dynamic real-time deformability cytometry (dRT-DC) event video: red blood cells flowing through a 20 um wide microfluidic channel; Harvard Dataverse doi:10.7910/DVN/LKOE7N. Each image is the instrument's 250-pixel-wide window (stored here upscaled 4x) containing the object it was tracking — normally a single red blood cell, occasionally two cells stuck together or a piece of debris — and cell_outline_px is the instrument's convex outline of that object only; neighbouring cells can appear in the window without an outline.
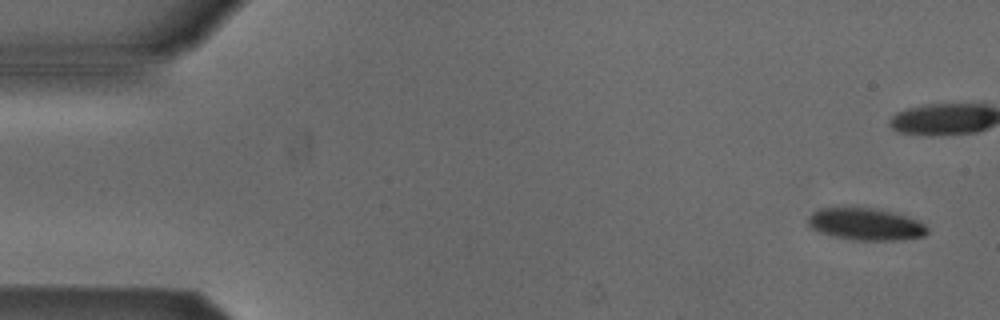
{"species": "Egyptian fruit bat (a non-hibernating species)", "species_latin": "Rousettus aegyptiacus", "temperature_condition": "cold", "stored_images_in_passage": 6, "camera_frame_rate_fps": 3000, "um_per_image_px": 0.085, "animal": {"sex": "male"}, "frame": {"image": 1, "passage_image": 1, "time_ms": 0.0, "image_size_px": [1000, 320], "cell_outline_px": [[928, 232], [924, 236], [900, 240], [856, 240], [836, 236], [820, 232], [812, 228], [808, 224], [808, 216], [812, 212], [820, 208], [852, 204], [856, 204], [880, 208], [908, 216], [920, 220], [928, 228]], "centroid_in_image_um": [73.58, 18.98], "position_along_channel_um": 11.4, "area_um2": 23.29}}
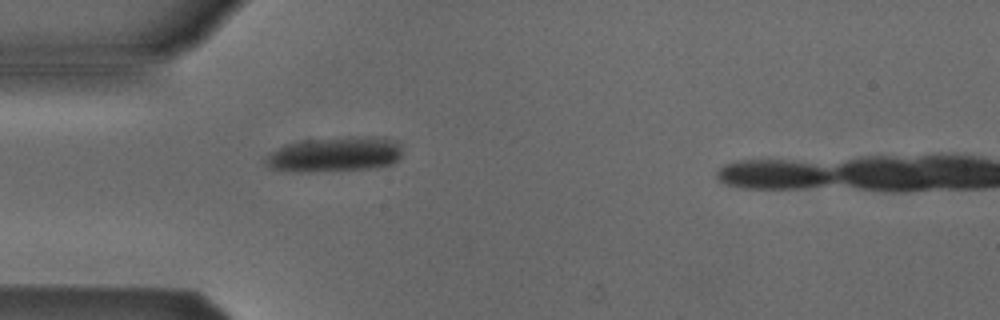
{"frame": {"image": 2, "passage_image": 5, "time_ms": 5.333, "image_size_px": [1000, 320], "cell_outline_px": [[400, 160], [392, 164], [376, 168], [312, 172], [296, 172], [268, 168], [264, 164], [264, 156], [268, 152], [284, 144], [304, 140], [348, 136], [384, 136], [400, 140]], "centroid_in_image_um": [28.45, 13.11], "position_along_channel_um": 56.5, "area_um2": 28.96}}